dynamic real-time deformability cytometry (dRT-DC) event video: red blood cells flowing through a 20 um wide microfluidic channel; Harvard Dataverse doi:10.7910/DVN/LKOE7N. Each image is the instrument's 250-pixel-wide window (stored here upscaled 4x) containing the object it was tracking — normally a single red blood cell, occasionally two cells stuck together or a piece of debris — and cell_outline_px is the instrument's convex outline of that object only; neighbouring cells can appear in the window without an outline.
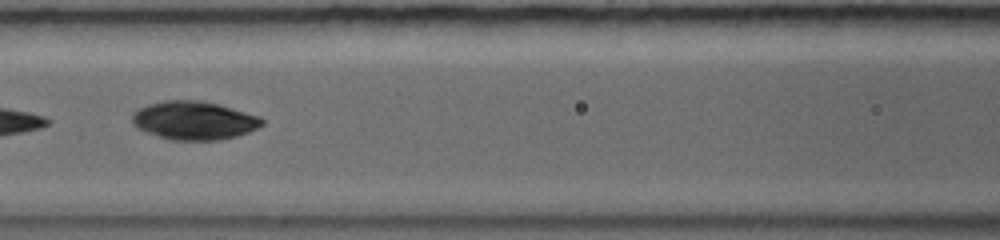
{"species": "common noctule bat (a hibernating species)", "species_latin": "Nyctalus noctula", "temperature_condition": "warm", "stored_images_in_passage": 12, "camera_frame_rate_fps": 5000, "um_per_image_px": 0.085, "animal": {"sex": "female", "body_mass_g": 19.0, "forearm_length_mm": 56.7}, "frame": {"image": 1, "passage_image": 4, "time_ms": 2.6, "image_size_px": [1000, 240], "cell_outline_px": [[264, 124], [248, 132], [236, 136], [220, 140], [172, 140], [136, 128], [132, 124], [132, 112], [148, 104], [164, 100], [200, 100], [220, 104], [260, 116], [264, 120]], "centroid_in_image_um": [16.5, 10.23], "position_along_channel_um": 150.1, "area_um2": 29.19}}